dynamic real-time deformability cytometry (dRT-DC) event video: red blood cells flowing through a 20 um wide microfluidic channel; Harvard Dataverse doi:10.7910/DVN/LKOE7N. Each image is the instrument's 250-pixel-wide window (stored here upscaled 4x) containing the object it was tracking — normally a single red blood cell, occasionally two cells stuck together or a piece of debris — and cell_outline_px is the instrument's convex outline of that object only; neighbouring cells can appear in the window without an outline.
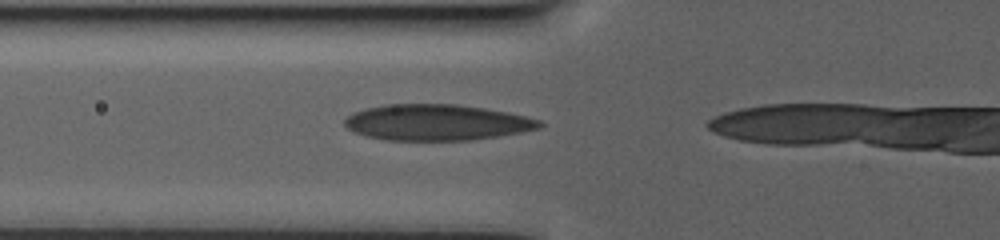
{"species": "human", "species_latin": "Homo sapiens", "temperature_condition": "warm", "stored_images_in_passage": 30, "camera_frame_rate_fps": 3000, "um_per_image_px": 0.085, "donor": {"sex": "male"}, "frame": {"image": 1, "passage_image": 21, "time_ms": 10.667, "image_size_px": [1000, 240], "cell_outline_px": [[544, 124], [540, 128], [520, 132], [496, 136], [468, 140], [384, 140], [364, 136], [352, 132], [344, 124], [344, 120], [352, 112], [364, 108], [384, 104], [456, 104], [484, 108], [508, 112], [540, 120]], "centroid_in_image_um": [37.06, 10.4], "position_along_channel_um": 88.7, "area_um2": 40.98}}
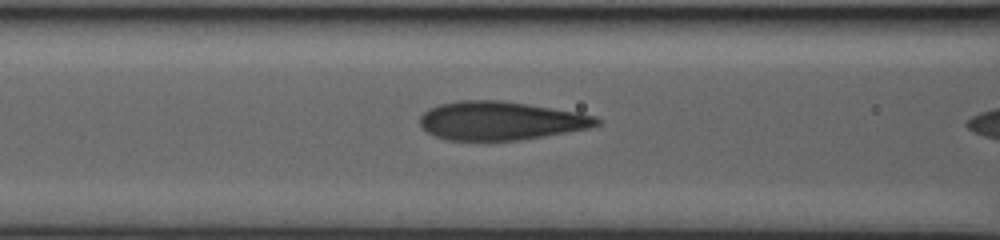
{"frame": {"image": 2, "passage_image": 24, "time_ms": 12.667, "image_size_px": [1000, 240], "cell_outline_px": [[600, 124], [588, 128], [520, 140], [448, 140], [436, 136], [428, 132], [420, 124], [420, 116], [428, 108], [440, 104], [460, 100], [500, 100], [528, 104], [580, 112], [596, 116], [600, 120]], "centroid_in_image_um": [42.56, 10.25], "position_along_channel_um": 124.0, "area_um2": 39.59}}
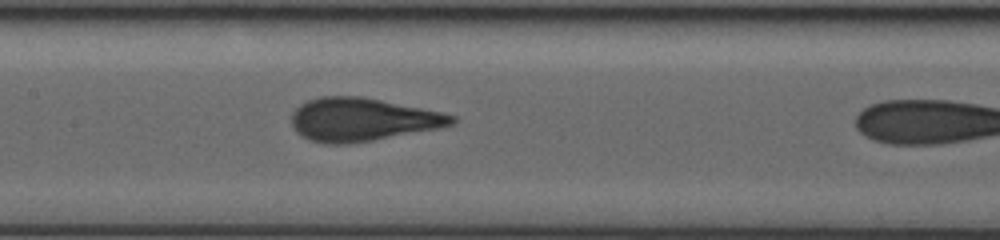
{"frame": {"image": 3, "passage_image": 29, "time_ms": 15.667, "image_size_px": [1000, 240], "cell_outline_px": [[456, 124], [440, 128], [372, 140], [348, 144], [324, 144], [308, 140], [296, 132], [292, 124], [292, 112], [300, 104], [308, 100], [320, 96], [360, 96], [444, 112], [456, 116]], "centroid_in_image_um": [30.8, 10.16], "position_along_channel_um": 176.6, "area_um2": 40.52}}